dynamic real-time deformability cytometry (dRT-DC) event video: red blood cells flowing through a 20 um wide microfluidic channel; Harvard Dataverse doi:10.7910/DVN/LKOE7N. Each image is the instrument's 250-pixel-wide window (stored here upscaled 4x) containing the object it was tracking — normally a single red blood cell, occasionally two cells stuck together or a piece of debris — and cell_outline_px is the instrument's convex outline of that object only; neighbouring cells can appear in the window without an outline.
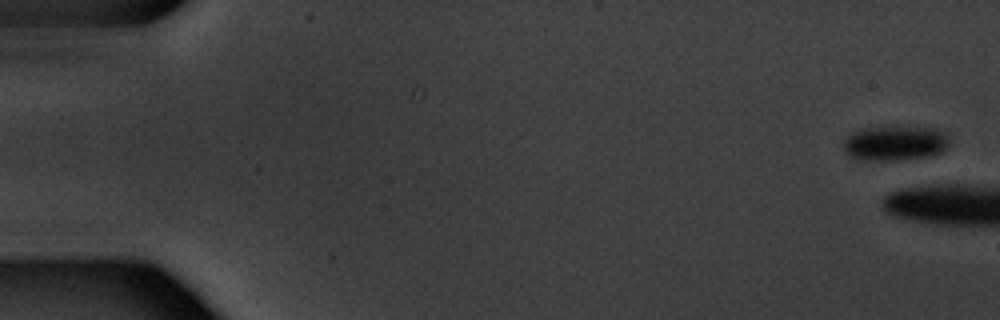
{"species": "common noctule bat (a hibernating species)", "species_latin": "Nyctalus noctula", "temperature_condition": "warm", "stored_images_in_passage": 7, "camera_frame_rate_fps": 3000, "um_per_image_px": 0.085, "animal": {"sex": "male", "body_mass_g": 20.1, "forearm_length_mm": 53.5}, "frame": {"image": 1, "passage_image": 1, "time_ms": 0.0, "image_size_px": [1000, 320], "cell_outline_px": [[948, 144], [940, 152], [924, 156], [888, 160], [864, 160], [848, 156], [844, 152], [844, 140], [852, 132], [864, 128], [896, 124], [936, 128], [944, 132], [948, 136]], "centroid_in_image_um": [76.04, 12.1], "position_along_channel_um": 9.0, "area_um2": 21.85}}